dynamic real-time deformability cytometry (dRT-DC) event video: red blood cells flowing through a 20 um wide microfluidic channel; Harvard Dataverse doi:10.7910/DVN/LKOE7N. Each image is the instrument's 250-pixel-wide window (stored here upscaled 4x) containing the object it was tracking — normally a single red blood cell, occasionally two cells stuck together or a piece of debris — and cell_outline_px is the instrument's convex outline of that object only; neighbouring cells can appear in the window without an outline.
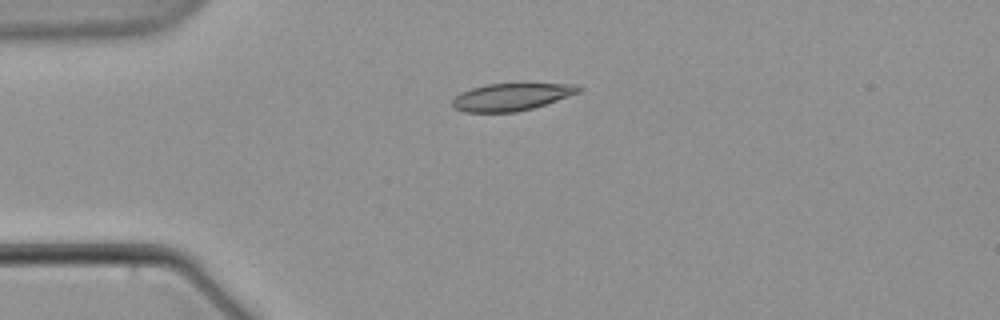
{"species": "common noctule bat (a hibernating species)", "species_latin": "Nyctalus noctula", "temperature_condition": "warm", "stored_images_in_passage": 6, "camera_frame_rate_fps": 3000, "um_per_image_px": 0.085, "animal": {"sex": "male", "body_mass_g": 21.5, "forearm_length_mm": 52.0}, "frame": {"image": 1, "passage_image": 5, "time_ms": 5.333, "image_size_px": [1000, 320], "cell_outline_px": [[584, 88], [580, 92], [532, 108], [516, 112], [464, 112], [452, 108], [452, 100], [460, 92], [472, 88], [488, 84], [576, 84]], "centroid_in_image_um": [43.44, 8.24], "position_along_channel_um": 41.6, "area_um2": 19.94}}